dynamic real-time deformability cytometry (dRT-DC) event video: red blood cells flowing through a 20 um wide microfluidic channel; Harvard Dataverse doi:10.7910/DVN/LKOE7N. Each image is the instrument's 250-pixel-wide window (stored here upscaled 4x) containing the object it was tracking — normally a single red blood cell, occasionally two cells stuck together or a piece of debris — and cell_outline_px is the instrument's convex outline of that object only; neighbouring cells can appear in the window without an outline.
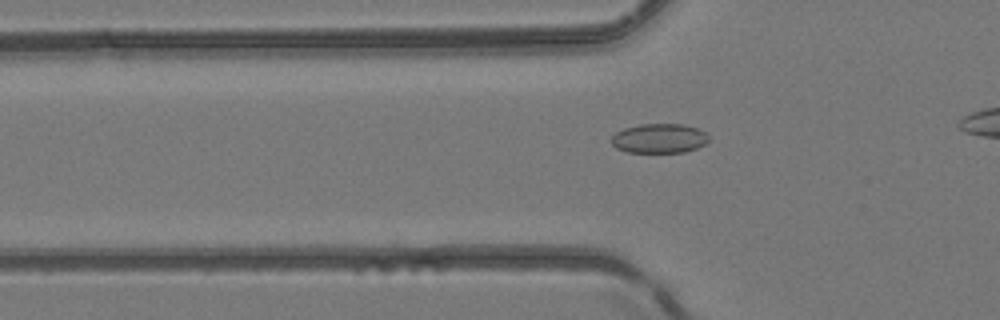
{"species": "common noctule bat (a hibernating species)", "species_latin": "Nyctalus noctula", "temperature_condition": "room temperature", "stored_images_in_passage": 36, "camera_frame_rate_fps": 3000, "um_per_image_px": 0.085, "animal": {"sex": "female", "body_mass_g": 24.6, "forearm_length_mm": 56.2}, "frame": {"image": 1, "passage_image": 10, "time_ms": 3.0, "image_size_px": [1000, 320], "cell_outline_px": [[708, 140], [704, 144], [696, 148], [684, 152], [628, 152], [616, 148], [612, 144], [612, 136], [616, 132], [624, 128], [640, 124], [684, 124], [696, 128], [704, 132], [708, 136]], "centroid_in_image_um": [56.02, 11.76], "position_along_channel_um": 69.8, "area_um2": 16.59}}
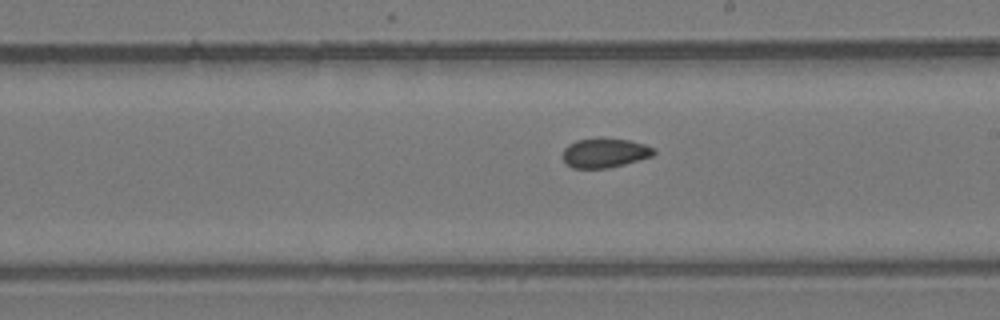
{"frame": {"image": 2, "passage_image": 22, "time_ms": 7.0, "image_size_px": [1000, 320], "cell_outline_px": [[656, 152], [652, 156], [624, 164], [608, 168], [572, 168], [564, 164], [564, 148], [568, 144], [576, 140], [600, 136], [628, 140], [644, 144], [656, 148]], "centroid_in_image_um": [51.39, 12.97], "position_along_channel_um": 237.6, "area_um2": 15.95}}
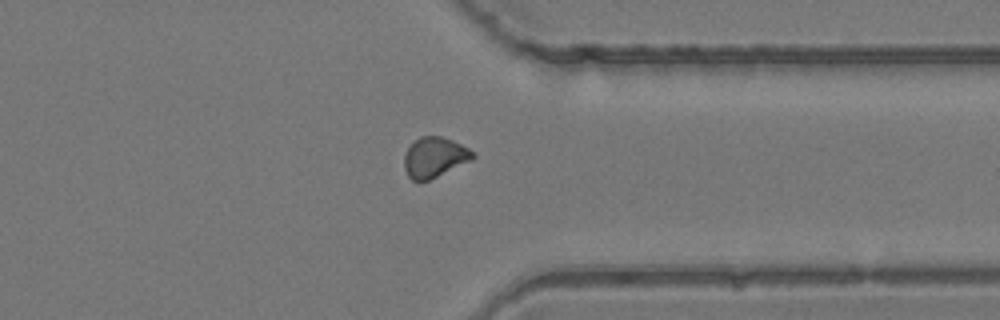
{"frame": {"image": 3, "passage_image": 32, "time_ms": 10.333, "image_size_px": [1000, 320], "cell_outline_px": [[476, 156], [472, 160], [428, 180], [412, 180], [408, 176], [404, 168], [404, 156], [408, 148], [420, 136], [440, 136], [452, 140], [468, 148]], "centroid_in_image_um": [36.93, 13.36], "position_along_channel_um": 374.5, "area_um2": 15.78}}